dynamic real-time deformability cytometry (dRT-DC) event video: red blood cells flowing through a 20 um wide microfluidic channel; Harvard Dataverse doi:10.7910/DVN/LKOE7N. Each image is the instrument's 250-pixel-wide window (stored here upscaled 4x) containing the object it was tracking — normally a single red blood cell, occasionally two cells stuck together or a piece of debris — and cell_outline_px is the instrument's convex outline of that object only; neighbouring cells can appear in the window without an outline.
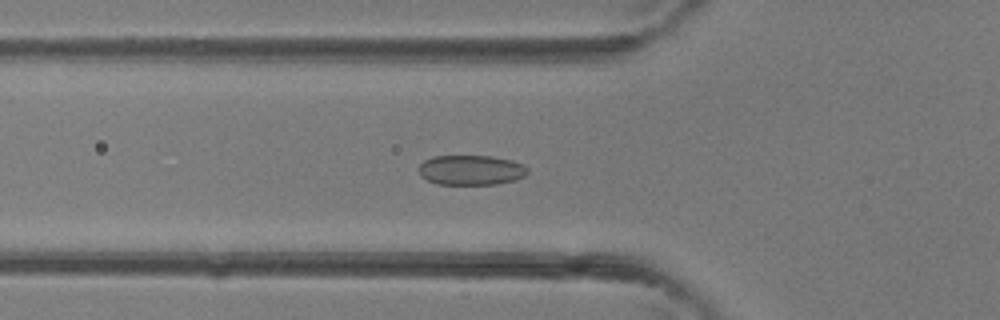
{"species": "common noctule bat (a hibernating species)", "species_latin": "Nyctalus noctula", "temperature_condition": "room temperature", "stored_images_in_passage": 29, "camera_frame_rate_fps": 3000, "um_per_image_px": 0.085, "animal": {"sex": "female"}, "frame": {"image": 1, "passage_image": 4, "time_ms": 1.0, "image_size_px": [1000, 320], "cell_outline_px": [[528, 172], [524, 176], [516, 180], [496, 184], [436, 184], [420, 176], [420, 164], [424, 160], [432, 156], [492, 156], [512, 160], [524, 164], [528, 168]], "centroid_in_image_um": [40.06, 14.45], "position_along_channel_um": 85.7, "area_um2": 19.07}}
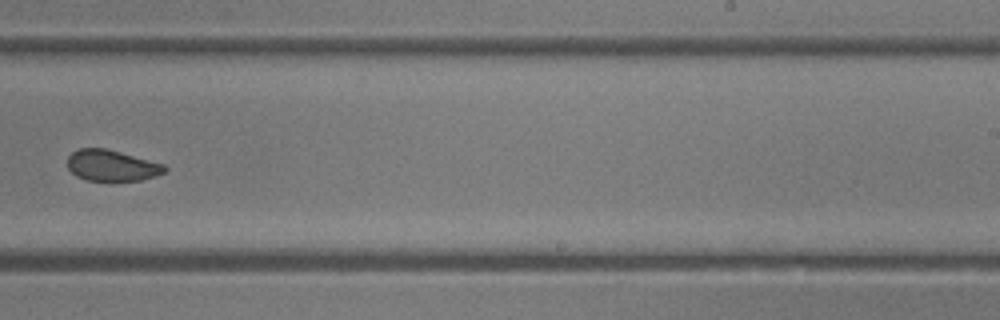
{"frame": {"image": 2, "passage_image": 15, "time_ms": 4.667, "image_size_px": [1000, 320], "cell_outline_px": [[168, 168], [164, 172], [156, 176], [140, 180], [108, 184], [88, 180], [76, 176], [68, 168], [68, 156], [72, 152], [80, 148], [104, 148], [120, 152], [164, 164]], "centroid_in_image_um": [9.5, 14.12], "position_along_channel_um": 279.5, "area_um2": 18.15}}
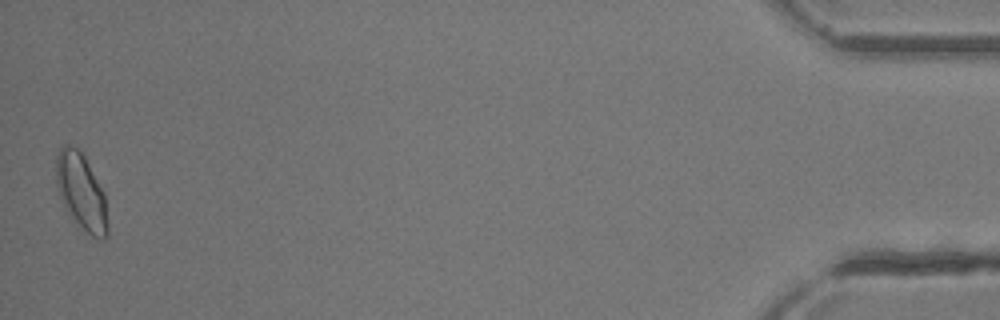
{"frame": {"image": 3, "passage_image": 29, "time_ms": 9.333, "image_size_px": [1000, 320], "cell_outline_px": [[108, 236], [104, 240], [100, 240], [76, 228], [68, 216], [64, 208], [56, 184], [56, 156], [60, 148], [64, 144], [68, 144], [76, 148], [84, 156], [104, 192], [108, 224]], "centroid_in_image_um": [6.9, 16.4], "position_along_channel_um": 428.3, "area_um2": 23.52}}